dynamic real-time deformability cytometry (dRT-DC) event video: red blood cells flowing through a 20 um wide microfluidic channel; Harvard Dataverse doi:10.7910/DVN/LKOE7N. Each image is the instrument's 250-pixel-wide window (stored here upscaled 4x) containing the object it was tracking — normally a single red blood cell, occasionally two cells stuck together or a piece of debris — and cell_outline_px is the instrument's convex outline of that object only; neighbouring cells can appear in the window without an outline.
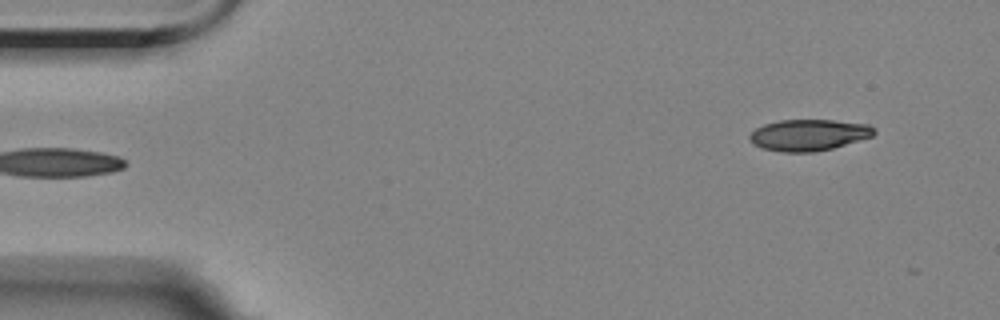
{"species": "Egyptian fruit bat (a non-hibernating species)", "species_latin": "Rousettus aegyptiacus", "temperature_condition": "room temperature", "stored_images_in_passage": 3, "segment_of_instrument_passage": [2, 2], "camera_frame_rate_fps": 3000, "um_per_image_px": 0.085, "animal": {"sex": "female"}, "frame": {"image": 1, "passage_image": 3, "time_ms": 2.333, "image_size_px": [1000, 320], "cell_outline_px": [[876, 132], [872, 136], [832, 148], [812, 152], [780, 152], [760, 148], [752, 144], [748, 136], [756, 128], [764, 124], [780, 120], [832, 120], [868, 124], [876, 128]], "centroid_in_image_um": [68.71, 11.47], "position_along_channel_um": 16.3, "area_um2": 22.77}}